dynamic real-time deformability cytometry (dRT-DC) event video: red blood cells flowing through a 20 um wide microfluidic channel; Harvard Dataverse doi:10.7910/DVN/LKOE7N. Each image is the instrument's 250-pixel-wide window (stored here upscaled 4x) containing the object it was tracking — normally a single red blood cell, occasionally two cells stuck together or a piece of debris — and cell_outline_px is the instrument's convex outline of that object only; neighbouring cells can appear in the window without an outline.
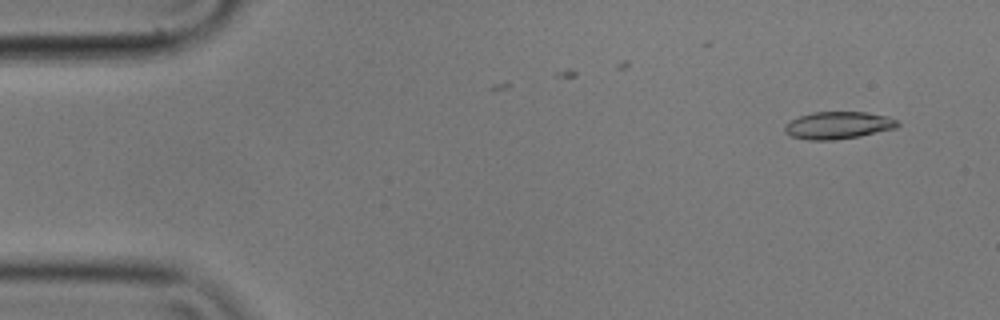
{"species": "common noctule bat (a hibernating species)", "species_latin": "Nyctalus noctula", "temperature_condition": "cold", "stored_images_in_passage": 8, "camera_frame_rate_fps": 3000, "um_per_image_px": 0.085, "animal": {"sex": "male", "body_mass_g": 17.9}, "frame": {"image": 1, "passage_image": 4, "time_ms": 1.0, "image_size_px": [1000, 320], "cell_outline_px": [[900, 124], [896, 128], [860, 136], [836, 140], [808, 140], [792, 136], [784, 132], [784, 124], [800, 116], [812, 112], [864, 112], [888, 116], [896, 120]], "centroid_in_image_um": [71.23, 10.65], "position_along_channel_um": 13.8, "area_um2": 17.98}}